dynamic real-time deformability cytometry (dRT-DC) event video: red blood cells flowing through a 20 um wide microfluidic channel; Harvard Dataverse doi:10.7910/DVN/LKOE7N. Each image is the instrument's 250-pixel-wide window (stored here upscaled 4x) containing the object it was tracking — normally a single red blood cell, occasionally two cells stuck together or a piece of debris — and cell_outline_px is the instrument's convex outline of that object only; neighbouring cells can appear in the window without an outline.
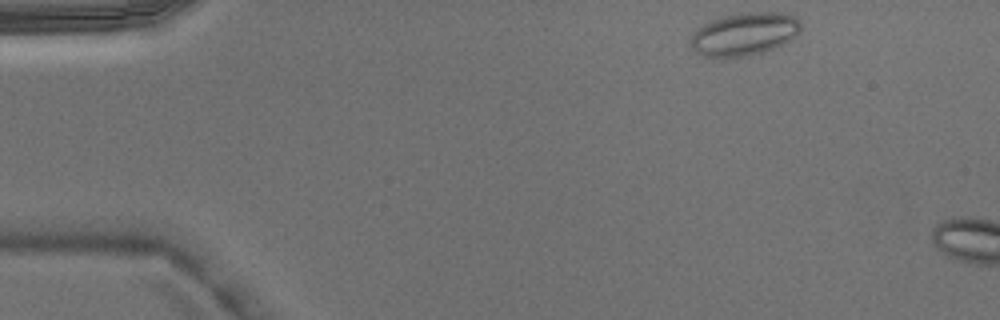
{"species": "Egyptian fruit bat (a non-hibernating species)", "species_latin": "Rousettus aegyptiacus", "temperature_condition": "warm", "stored_images_in_passage": 2, "camera_frame_rate_fps": 3000, "um_per_image_px": 0.085, "animal": {"sex": "male"}, "frame": {"image": 1, "passage_image": 1, "time_ms": 0.0, "image_size_px": [1000, 320], "cell_outline_px": [[800, 32], [792, 40], [764, 52], [748, 56], [720, 60], [704, 56], [696, 52], [692, 48], [688, 40], [692, 32], [704, 24], [712, 20], [724, 16], [740, 12], [784, 12], [800, 20]], "centroid_in_image_um": [63.24, 2.92], "position_along_channel_um": 21.8, "area_um2": 28.32}}